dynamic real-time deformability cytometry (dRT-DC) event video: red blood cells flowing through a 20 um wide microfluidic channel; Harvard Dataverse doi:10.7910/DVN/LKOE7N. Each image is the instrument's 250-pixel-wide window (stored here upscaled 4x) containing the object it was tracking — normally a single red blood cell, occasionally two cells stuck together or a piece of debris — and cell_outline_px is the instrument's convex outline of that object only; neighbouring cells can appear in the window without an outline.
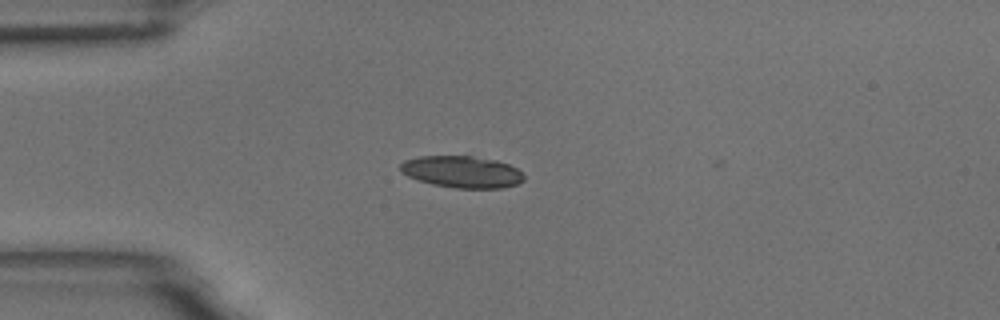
{"species": "common noctule bat (a hibernating species)", "species_latin": "Nyctalus noctula", "temperature_condition": "room temperature", "stored_images_in_passage": 5, "camera_frame_rate_fps": 3000, "um_per_image_px": 0.085, "animal": {"sex": "male", "body_mass_g": 18.8}, "frame": {"image": 1, "passage_image": 2, "time_ms": 0.333, "image_size_px": [1000, 320], "cell_outline_px": [[524, 180], [520, 184], [504, 188], [456, 188], [432, 184], [408, 176], [400, 172], [400, 164], [404, 160], [420, 156], [472, 156], [496, 160], [508, 164], [516, 168], [524, 176]], "centroid_in_image_um": [39.28, 14.61], "position_along_channel_um": 45.7, "area_um2": 22.95}}